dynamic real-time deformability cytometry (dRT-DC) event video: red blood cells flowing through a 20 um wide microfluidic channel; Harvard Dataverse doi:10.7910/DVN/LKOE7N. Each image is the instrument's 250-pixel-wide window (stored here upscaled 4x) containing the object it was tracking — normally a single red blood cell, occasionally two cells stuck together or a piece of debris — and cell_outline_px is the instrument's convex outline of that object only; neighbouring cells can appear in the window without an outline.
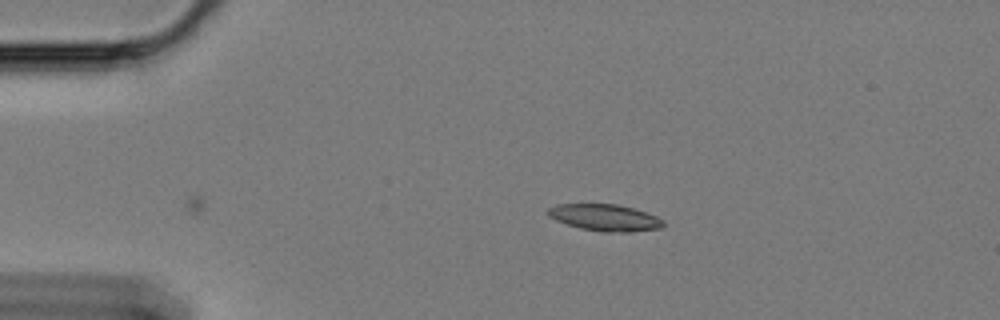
{"species": "Egyptian fruit bat (a non-hibernating species)", "species_latin": "Rousettus aegyptiacus", "temperature_condition": "cold", "stored_images_in_passage": 26, "camera_frame_rate_fps": 3000, "um_per_image_px": 0.085, "animal": {"sex": "female"}, "frame": {"image": 1, "passage_image": 1, "time_ms": 0.0, "image_size_px": [1000, 320], "cell_outline_px": [[664, 224], [660, 228], [632, 232], [604, 232], [580, 228], [556, 220], [548, 216], [544, 212], [548, 208], [556, 204], [616, 204], [636, 208], [656, 216], [664, 220]], "centroid_in_image_um": [51.41, 18.49], "position_along_channel_um": 33.6, "area_um2": 18.09}}
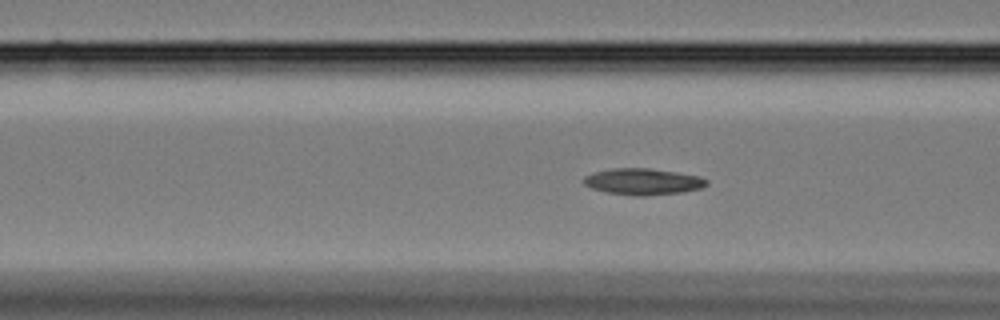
{"frame": {"image": 2, "passage_image": 12, "time_ms": 3.667, "image_size_px": [1000, 320], "cell_outline_px": [[708, 184], [700, 188], [680, 192], [644, 196], [636, 196], [608, 192], [592, 188], [584, 184], [584, 176], [596, 172], [612, 168], [648, 168], [676, 172], [700, 176], [708, 180]], "centroid_in_image_um": [54.67, 15.43], "position_along_channel_um": 111.9, "area_um2": 18.67}}
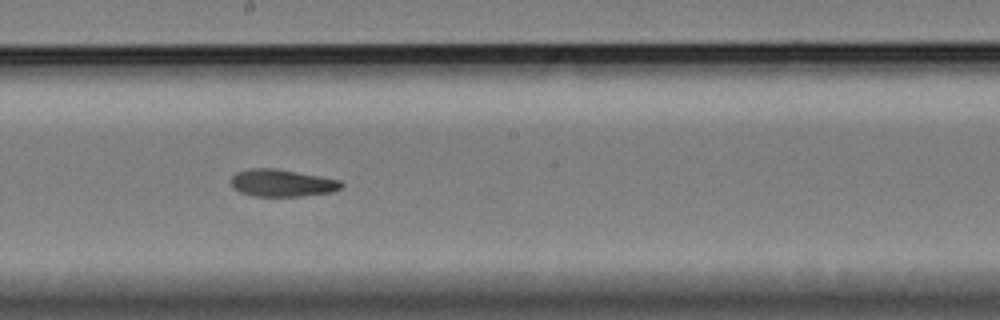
{"frame": {"image": 3, "passage_image": 22, "time_ms": 7.0, "image_size_px": [1000, 320], "cell_outline_px": [[344, 184], [340, 188], [332, 192], [300, 196], [256, 196], [240, 192], [232, 188], [232, 176], [236, 172], [252, 168], [276, 168], [340, 180]], "centroid_in_image_um": [23.96, 15.55], "position_along_channel_um": 224.2, "area_um2": 17.4}}